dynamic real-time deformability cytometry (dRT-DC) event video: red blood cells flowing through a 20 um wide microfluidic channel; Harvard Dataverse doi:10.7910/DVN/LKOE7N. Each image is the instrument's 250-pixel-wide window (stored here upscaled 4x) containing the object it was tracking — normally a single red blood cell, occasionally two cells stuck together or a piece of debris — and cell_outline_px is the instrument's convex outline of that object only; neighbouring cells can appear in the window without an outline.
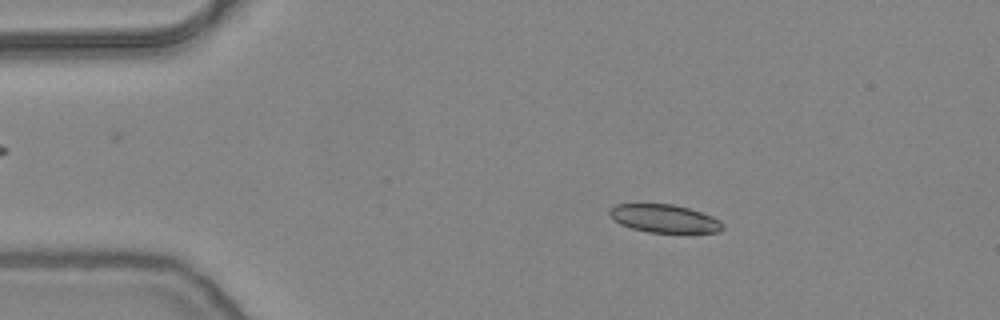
{"species": "common noctule bat (a hibernating species)", "species_latin": "Nyctalus noctula", "temperature_condition": "warm", "stored_images_in_passage": 53, "camera_frame_rate_fps": 3000, "um_per_image_px": 0.085, "animal": {"sex": "female", "body_mass_g": 24.6, "forearm_length_mm": 56.2}, "frame": {"image": 1, "passage_image": 9, "time_ms": 2.667, "image_size_px": [1000, 320], "cell_outline_px": [[724, 228], [720, 232], [648, 232], [632, 228], [620, 224], [608, 212], [608, 208], [616, 204], [672, 204], [688, 208], [712, 216], [720, 220], [724, 224]], "centroid_in_image_um": [56.48, 18.57], "position_along_channel_um": 28.5, "area_um2": 18.38}}
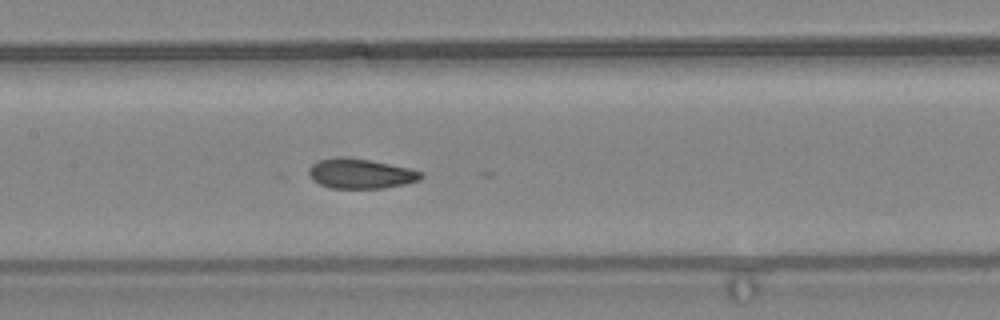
{"frame": {"image": 2, "passage_image": 25, "time_ms": 8.0, "image_size_px": [1000, 320], "cell_outline_px": [[424, 176], [420, 180], [404, 184], [384, 188], [332, 188], [320, 184], [312, 180], [308, 172], [308, 168], [312, 164], [320, 160], [368, 160], [412, 168], [424, 172]], "centroid_in_image_um": [30.74, 14.8], "position_along_channel_um": 176.7, "area_um2": 18.9}}
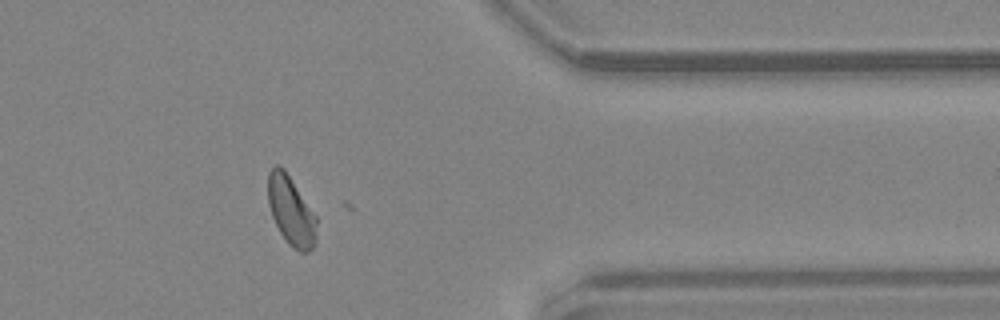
{"frame": {"image": 3, "passage_image": 43, "time_ms": 14.0, "image_size_px": [1000, 320], "cell_outline_px": [[316, 240], [312, 248], [308, 252], [300, 252], [288, 244], [280, 232], [272, 216], [268, 204], [268, 172], [276, 164], [280, 164], [284, 168], [316, 216]], "centroid_in_image_um": [24.72, 17.91], "position_along_channel_um": 386.7, "area_um2": 19.48}}